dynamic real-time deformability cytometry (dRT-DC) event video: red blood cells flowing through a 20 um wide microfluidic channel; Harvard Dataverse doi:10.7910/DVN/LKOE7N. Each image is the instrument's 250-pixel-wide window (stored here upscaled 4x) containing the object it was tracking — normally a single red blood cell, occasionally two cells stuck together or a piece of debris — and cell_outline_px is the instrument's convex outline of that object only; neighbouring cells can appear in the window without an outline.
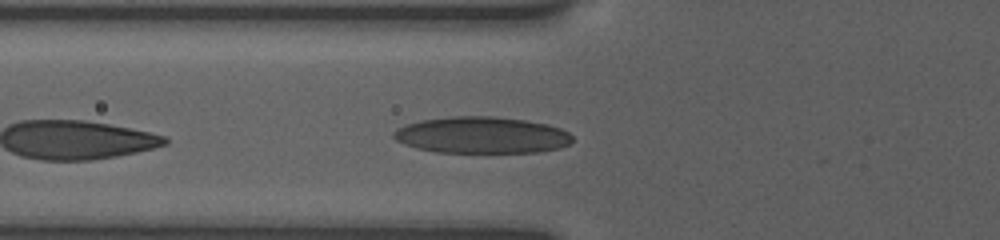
{"species": "human", "species_latin": "Homo sapiens", "temperature_condition": "room temperature", "stored_images_in_passage": 24, "camera_frame_rate_fps": 3000, "um_per_image_px": 0.085, "donor": {"sex": "female"}, "frame": {"image": 1, "passage_image": 5, "time_ms": 1.0, "image_size_px": [1000, 240], "cell_outline_px": [[572, 144], [560, 148], [540, 152], [436, 152], [416, 148], [404, 144], [396, 140], [392, 136], [392, 132], [396, 128], [408, 124], [424, 120], [448, 116], [496, 116], [524, 120], [548, 124], [560, 128], [568, 132], [572, 136]], "centroid_in_image_um": [40.96, 11.48], "position_along_channel_um": 84.8, "area_um2": 38.26}}
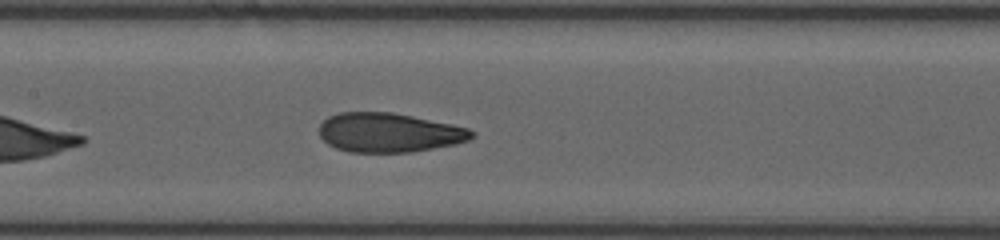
{"frame": {"image": 2, "passage_image": 13, "time_ms": 3.333, "image_size_px": [1000, 240], "cell_outline_px": [[476, 136], [468, 140], [456, 144], [408, 152], [348, 152], [336, 148], [328, 144], [320, 136], [320, 124], [328, 116], [340, 112], [392, 112], [452, 124], [468, 128], [476, 132]], "centroid_in_image_um": [33.08, 11.26], "position_along_channel_um": 174.3, "area_um2": 34.91}}
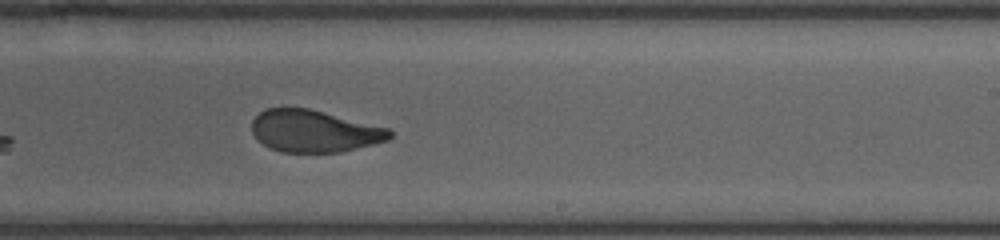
{"frame": {"image": 3, "passage_image": 21, "time_ms": 5.667, "image_size_px": [1000, 240], "cell_outline_px": [[392, 136], [388, 140], [340, 152], [280, 152], [268, 148], [252, 132], [252, 120], [260, 112], [268, 108], [308, 108], [388, 128], [392, 132]], "centroid_in_image_um": [26.69, 11.15], "position_along_channel_um": 262.3, "area_um2": 33.47}}